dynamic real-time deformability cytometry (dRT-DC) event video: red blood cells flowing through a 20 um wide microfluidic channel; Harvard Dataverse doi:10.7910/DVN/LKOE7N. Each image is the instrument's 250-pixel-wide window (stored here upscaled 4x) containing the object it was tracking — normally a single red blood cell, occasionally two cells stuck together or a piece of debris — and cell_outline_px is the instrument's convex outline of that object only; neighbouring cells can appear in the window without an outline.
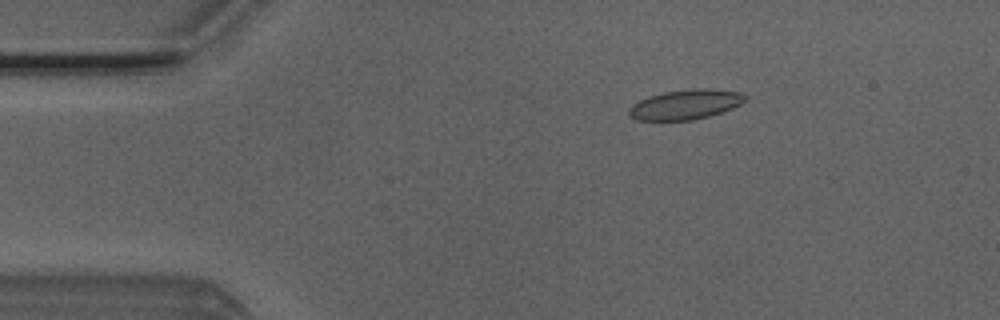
{"species": "Egyptian fruit bat (a non-hibernating species)", "species_latin": "Rousettus aegyptiacus", "temperature_condition": "room temperature", "stored_images_in_passage": 52, "camera_frame_rate_fps": 3000, "um_per_image_px": 0.085, "animal": {"sex": "male"}, "frame": {"image": 1, "passage_image": 9, "time_ms": 2.667, "image_size_px": [1000, 320], "cell_outline_px": [[748, 100], [732, 108], [708, 116], [692, 120], [636, 120], [628, 112], [628, 108], [632, 104], [648, 96], [664, 92], [696, 88], [700, 88], [740, 92], [748, 96]], "centroid_in_image_um": [58.27, 8.88], "position_along_channel_um": 26.7, "area_um2": 20.06}}
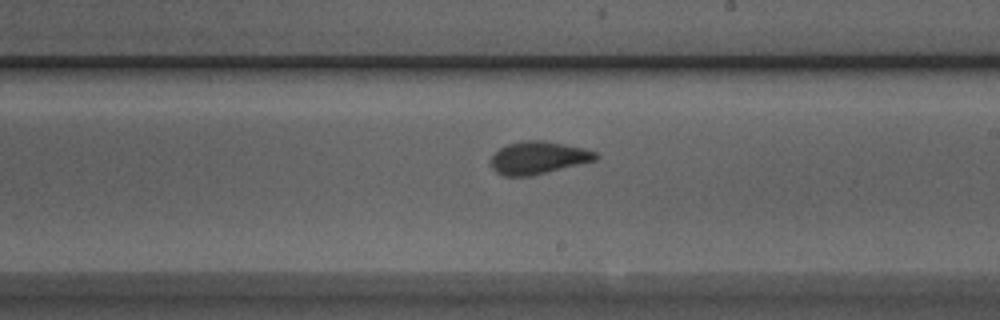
{"frame": {"image": 2, "passage_image": 30, "time_ms": 9.667, "image_size_px": [1000, 320], "cell_outline_px": [[600, 156], [596, 160], [532, 176], [504, 176], [496, 172], [492, 168], [492, 156], [500, 148], [508, 144], [524, 140], [544, 140], [584, 148], [596, 152]], "centroid_in_image_um": [45.77, 13.41], "position_along_channel_um": 243.2, "area_um2": 19.88}}
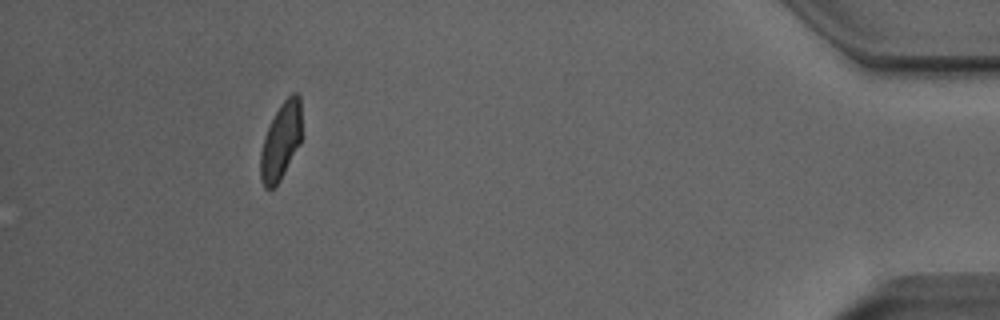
{"frame": {"image": 3, "passage_image": 48, "time_ms": 15.667, "image_size_px": [1000, 320], "cell_outline_px": [[300, 144], [280, 180], [272, 188], [264, 188], [260, 176], [260, 152], [264, 136], [280, 104], [292, 92], [296, 92], [300, 96]], "centroid_in_image_um": [23.86, 12.0], "position_along_channel_um": 411.3, "area_um2": 18.26}, "authors_computed_cell_mechanics": {"area_um2": 19.6809, "velocity_mm_per_s": 3.9159, "shape_relaxation_time_tau1_ms": 5.2393, "shape_relaxation_time_tau2_ms": 1.3538, "deformation_change_tau1": 0.1361, "deformation_change_tau2": 0.0721}}